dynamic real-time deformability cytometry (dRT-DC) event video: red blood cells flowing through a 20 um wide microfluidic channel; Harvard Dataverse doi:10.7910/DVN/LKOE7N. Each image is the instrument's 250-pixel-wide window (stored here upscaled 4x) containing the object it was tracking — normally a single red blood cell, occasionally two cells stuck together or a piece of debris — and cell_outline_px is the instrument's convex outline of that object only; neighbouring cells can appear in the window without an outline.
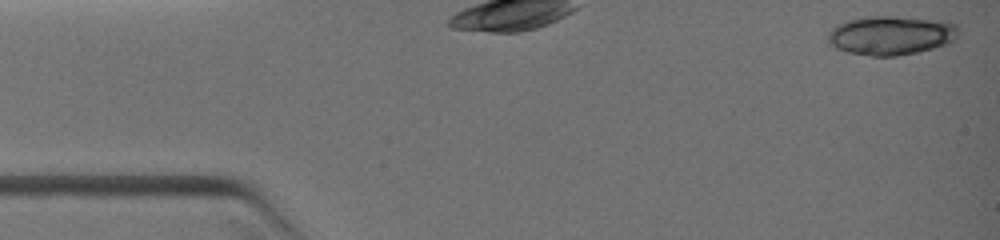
{"species": "common noctule bat (a hibernating species)", "species_latin": "Nyctalus noctula", "temperature_condition": "warm", "stored_images_in_passage": 17, "camera_frame_rate_fps": 3000, "um_per_image_px": 0.085, "animal": {"sex": "female", "body_mass_g": 19.0, "forearm_length_mm": 51.5}, "frame": {"image": 1, "passage_image": 1, "time_ms": 0.0, "image_size_px": [1000, 240], "cell_outline_px": [[956, 32], [952, 40], [944, 44], [932, 48], [916, 52], [896, 56], [872, 56], [848, 52], [836, 48], [828, 40], [828, 32], [836, 24], [848, 20], [864, 16], [896, 16], [944, 20], [956, 24]], "centroid_in_image_um": [75.68, 2.98], "position_along_channel_um": 9.3, "area_um2": 29.54}}
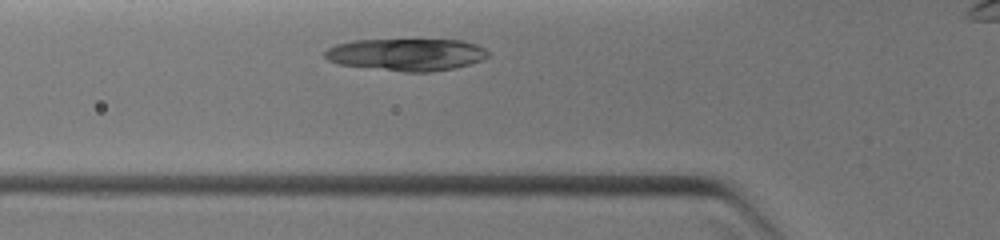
{"frame": {"image": 2, "passage_image": 13, "time_ms": 1.333, "image_size_px": [1000, 240], "cell_outline_px": [[488, 56], [484, 60], [452, 68], [432, 72], [404, 72], [340, 64], [328, 60], [324, 56], [324, 52], [328, 48], [336, 44], [356, 40], [464, 40], [476, 44], [484, 48], [488, 52]], "centroid_in_image_um": [34.57, 4.63], "position_along_channel_um": 91.2, "area_um2": 30.52}}